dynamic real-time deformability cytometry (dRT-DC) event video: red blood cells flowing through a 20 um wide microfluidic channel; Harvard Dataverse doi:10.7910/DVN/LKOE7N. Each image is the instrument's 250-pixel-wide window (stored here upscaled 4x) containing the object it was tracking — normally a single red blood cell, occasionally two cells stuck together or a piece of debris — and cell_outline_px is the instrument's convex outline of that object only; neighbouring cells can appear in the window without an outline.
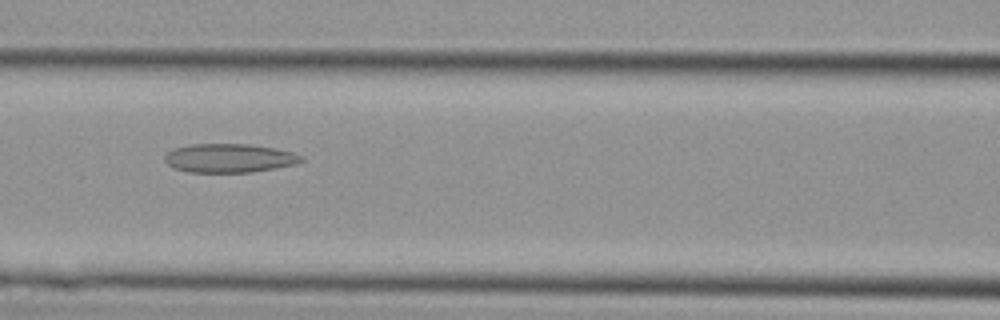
{"species": "Egyptian fruit bat (a non-hibernating species)", "species_latin": "Rousettus aegyptiacus", "temperature_condition": "cold", "stored_images_in_passage": 34, "camera_frame_rate_fps": 3000, "um_per_image_px": 0.085, "animal": {"sex": "female"}, "frame": {"image": 1, "passage_image": 15, "time_ms": 4.667, "image_size_px": [1000, 320], "cell_outline_px": [[304, 160], [300, 164], [252, 172], [188, 172], [176, 168], [168, 164], [164, 160], [164, 156], [168, 152], [176, 148], [192, 144], [248, 144], [276, 148], [292, 152], [304, 156]], "centroid_in_image_um": [19.56, 13.44], "position_along_channel_um": 147.0, "area_um2": 23.0}}
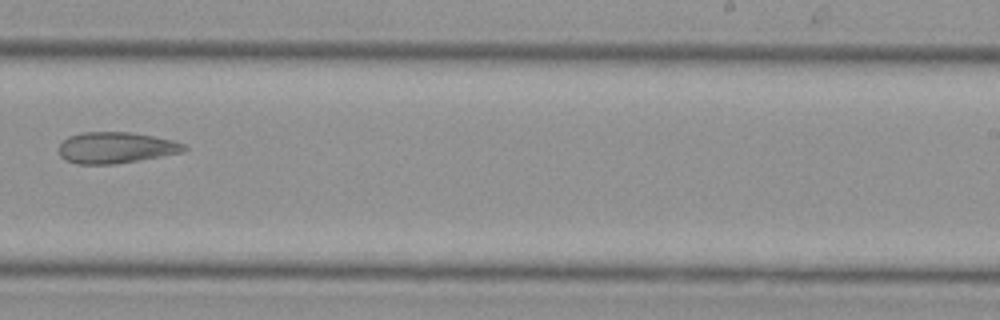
{"frame": {"image": 2, "passage_image": 22, "time_ms": 7.0, "image_size_px": [1000, 320], "cell_outline_px": [[188, 148], [184, 152], [116, 164], [76, 164], [64, 160], [60, 156], [60, 144], [68, 136], [80, 132], [128, 132], [152, 136], [172, 140], [184, 144]], "centroid_in_image_um": [9.83, 12.56], "position_along_channel_um": 279.2, "area_um2": 22.77}}
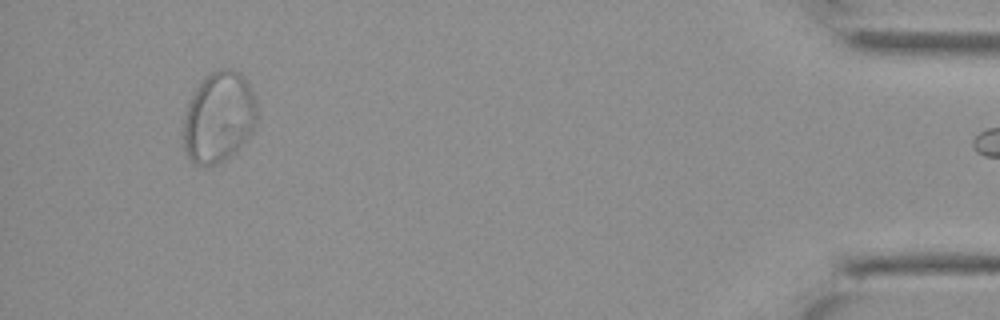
{"frame": {"image": 3, "passage_image": 33, "time_ms": 10.667, "image_size_px": [1000, 320], "cell_outline_px": [[256, 120], [252, 132], [236, 152], [224, 160], [216, 164], [192, 164], [184, 148], [180, 128], [188, 104], [196, 88], [204, 76], [208, 72], [216, 68], [232, 68], [248, 80], [256, 104]], "centroid_in_image_um": [18.56, 9.95], "position_along_channel_um": 416.6, "area_um2": 39.48}}